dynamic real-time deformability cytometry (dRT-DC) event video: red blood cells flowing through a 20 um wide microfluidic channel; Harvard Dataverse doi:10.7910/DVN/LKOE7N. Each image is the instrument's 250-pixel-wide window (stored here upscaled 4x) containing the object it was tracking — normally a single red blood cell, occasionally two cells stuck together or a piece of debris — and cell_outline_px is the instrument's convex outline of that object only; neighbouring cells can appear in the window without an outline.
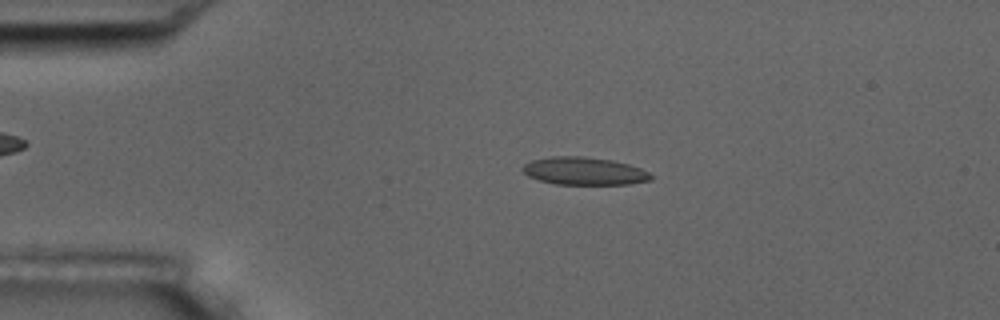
{"species": "common noctule bat (a hibernating species)", "species_latin": "Nyctalus noctula", "temperature_condition": "room temperature", "stored_images_in_passage": 55, "camera_frame_rate_fps": 3000, "um_per_image_px": 0.085, "animal": {"sex": "male", "body_mass_g": 17.5, "forearm_length_mm": 52.3}, "frame": {"image": 1, "passage_image": 11, "time_ms": 3.333, "image_size_px": [1000, 320], "cell_outline_px": [[652, 180], [628, 184], [556, 184], [540, 180], [528, 176], [524, 172], [524, 164], [532, 160], [552, 156], [584, 156], [612, 160], [628, 164], [640, 168], [648, 172], [652, 176]], "centroid_in_image_um": [49.67, 14.53], "position_along_channel_um": 35.3, "area_um2": 20.58}}
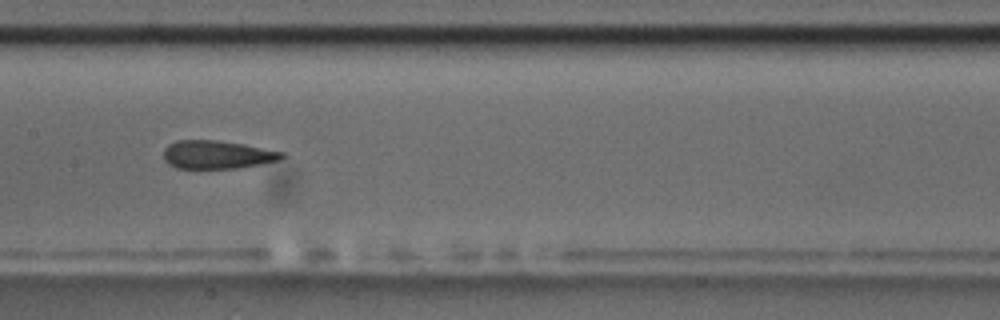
{"frame": {"image": 2, "passage_image": 27, "time_ms": 8.667, "image_size_px": [1000, 320], "cell_outline_px": [[284, 156], [280, 160], [240, 168], [176, 168], [168, 164], [164, 160], [164, 148], [168, 144], [176, 140], [216, 140], [244, 144], [284, 152]], "centroid_in_image_um": [18.44, 13.14], "position_along_channel_um": 189.0, "area_um2": 19.54}}
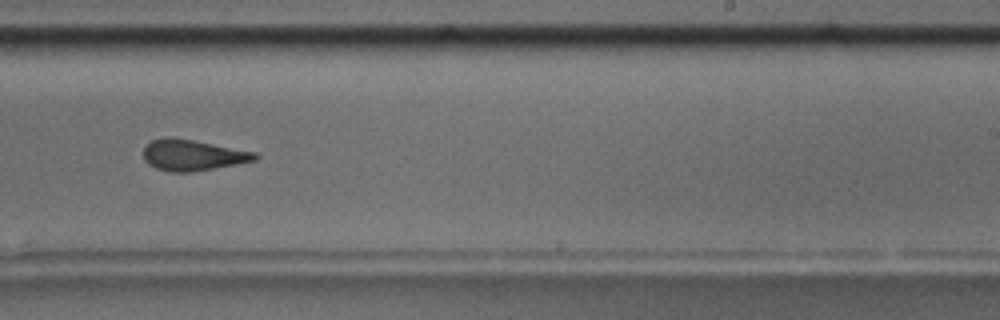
{"frame": {"image": 3, "passage_image": 34, "time_ms": 11.0, "image_size_px": [1000, 320], "cell_outline_px": [[260, 156], [256, 160], [236, 164], [192, 172], [172, 172], [156, 168], [148, 164], [144, 160], [144, 148], [152, 140], [164, 136], [168, 136], [192, 140], [256, 152]], "centroid_in_image_um": [16.37, 13.18], "position_along_channel_um": 272.6, "area_um2": 20.06}, "authors_computed_cell_mechanics": {"area_um2": 20.5768, "velocity_mm_per_s": 3.5975, "shape_relaxation_time_tau1_ms": 2.9769, "shape_relaxation_time_tau2_ms": 1.6405, "deformation_change_tau1": 0.1228, "deformation_change_tau2": 0.0924}}